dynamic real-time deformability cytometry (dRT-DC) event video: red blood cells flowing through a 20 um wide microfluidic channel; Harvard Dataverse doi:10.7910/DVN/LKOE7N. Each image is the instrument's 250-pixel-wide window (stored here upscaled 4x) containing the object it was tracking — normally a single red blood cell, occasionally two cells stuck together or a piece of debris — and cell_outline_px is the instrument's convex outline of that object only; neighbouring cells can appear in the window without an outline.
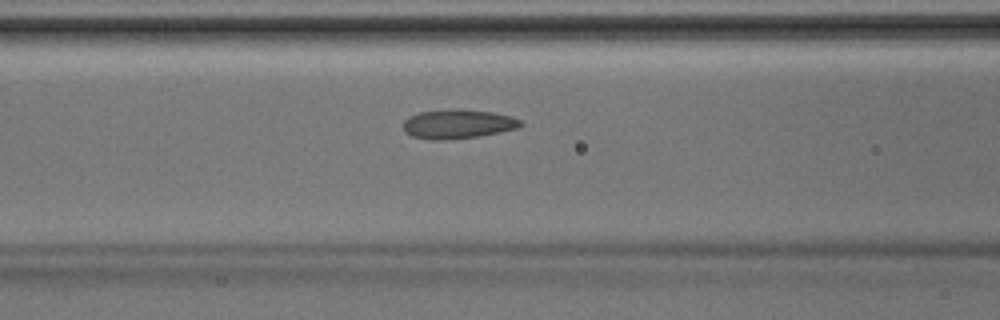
{"species": "Egyptian fruit bat (a non-hibernating species)", "species_latin": "Rousettus aegyptiacus", "temperature_condition": "room temperature", "stored_images_in_passage": 35, "camera_frame_rate_fps": 3000, "um_per_image_px": 0.085, "animal": {"sex": "male"}, "frame": {"image": 1, "passage_image": 10, "time_ms": 3.0, "image_size_px": [1000, 320], "cell_outline_px": [[524, 124], [520, 128], [480, 136], [440, 140], [432, 140], [412, 136], [404, 132], [404, 120], [408, 116], [420, 112], [456, 108], [492, 112], [512, 116], [520, 120]], "centroid_in_image_um": [38.94, 10.53], "position_along_channel_um": 127.7, "area_um2": 20.11}}
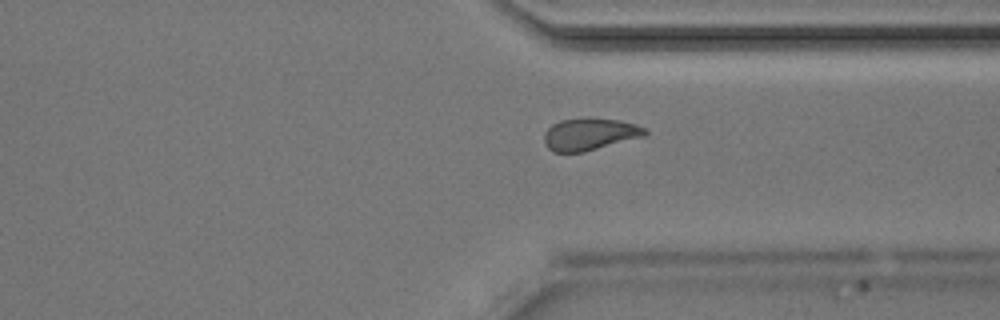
{"frame": {"image": 2, "passage_image": 25, "time_ms": 8.0, "image_size_px": [1000, 320], "cell_outline_px": [[648, 132], [644, 136], [584, 152], [552, 152], [544, 144], [544, 132], [552, 124], [560, 120], [584, 116], [588, 116], [620, 120], [636, 124], [644, 128]], "centroid_in_image_um": [50.09, 11.38], "position_along_channel_um": 361.3, "area_um2": 19.31}}
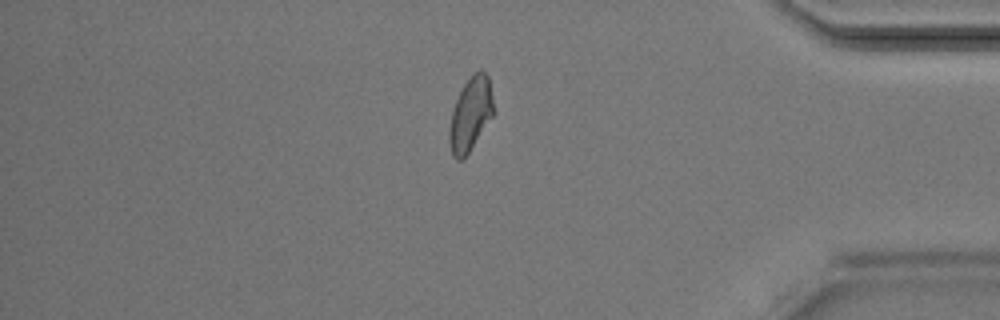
{"frame": {"image": 3, "passage_image": 29, "time_ms": 9.333, "image_size_px": [1000, 320], "cell_outline_px": [[492, 116], [468, 152], [460, 160], [456, 160], [452, 156], [448, 140], [448, 132], [452, 112], [456, 100], [464, 84], [480, 68], [488, 76], [492, 100]], "centroid_in_image_um": [39.95, 9.72], "position_along_channel_um": 395.2, "area_um2": 18.32}}